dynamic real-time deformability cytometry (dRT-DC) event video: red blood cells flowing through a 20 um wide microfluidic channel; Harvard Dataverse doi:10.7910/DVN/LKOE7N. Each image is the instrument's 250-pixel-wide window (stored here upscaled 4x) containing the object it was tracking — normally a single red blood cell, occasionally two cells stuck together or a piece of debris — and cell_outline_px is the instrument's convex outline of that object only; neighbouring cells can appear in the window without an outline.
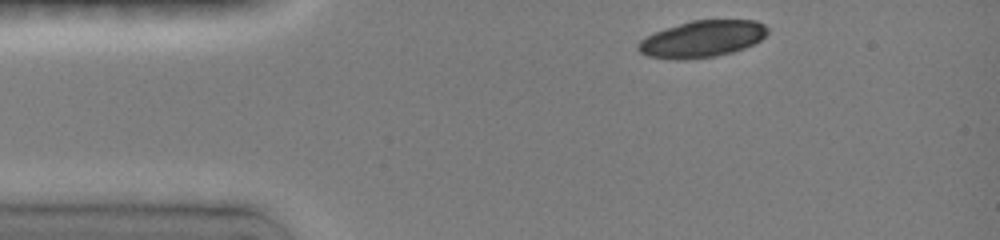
{"species": "common noctule bat (a hibernating species)", "species_latin": "Nyctalus noctula", "temperature_condition": "room temperature", "stored_images_in_passage": 4, "camera_frame_rate_fps": 3000, "um_per_image_px": 0.085, "animal": {"sex": "female", "body_mass_g": 19.0, "forearm_length_mm": 51.5}, "frame": {"image": 1, "passage_image": 1, "time_ms": 0.0, "image_size_px": [1000, 240], "cell_outline_px": [[768, 32], [760, 40], [744, 48], [732, 52], [712, 56], [676, 60], [648, 56], [640, 52], [636, 48], [636, 44], [640, 40], [656, 32], [692, 20], [756, 20], [764, 24], [768, 28]], "centroid_in_image_um": [59.69, 3.31], "position_along_channel_um": 25.3, "area_um2": 27.28}}
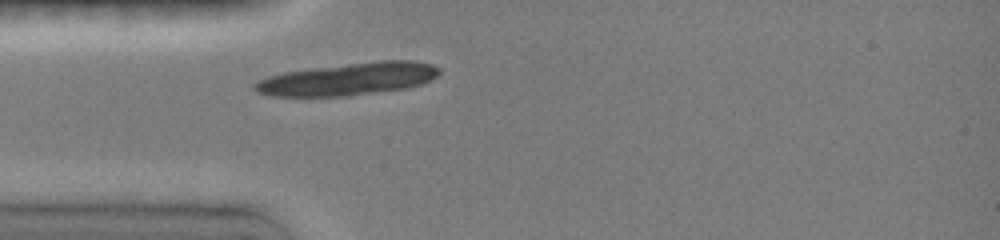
{"frame": {"image": 2, "passage_image": 4, "time_ms": 2.0, "image_size_px": [1000, 240], "cell_outline_px": [[440, 72], [436, 76], [420, 84], [404, 88], [344, 96], [272, 96], [260, 92], [252, 88], [252, 84], [268, 76], [284, 72], [380, 60], [412, 60], [432, 64], [440, 68]], "centroid_in_image_um": [29.6, 6.71], "position_along_channel_um": 55.4, "area_um2": 34.28}}